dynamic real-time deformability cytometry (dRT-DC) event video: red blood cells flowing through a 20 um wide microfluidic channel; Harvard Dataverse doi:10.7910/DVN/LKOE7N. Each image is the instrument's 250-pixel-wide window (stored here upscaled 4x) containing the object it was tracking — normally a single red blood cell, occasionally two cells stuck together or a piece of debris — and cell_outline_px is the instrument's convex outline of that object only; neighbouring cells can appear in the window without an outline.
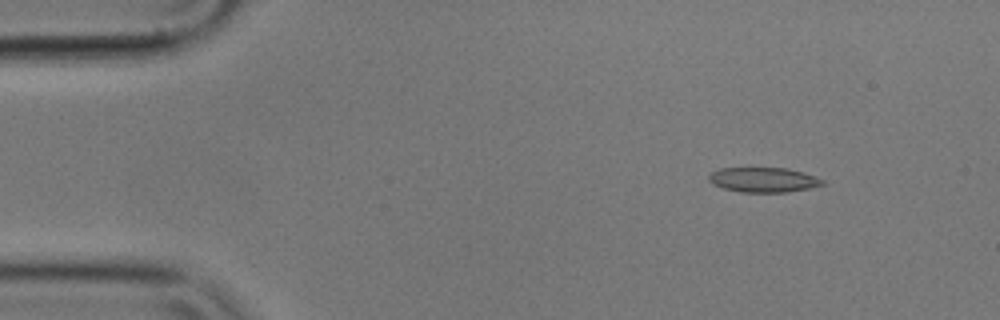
{"species": "common noctule bat (a hibernating species)", "species_latin": "Nyctalus noctula", "temperature_condition": "cold", "stored_images_in_passage": 8, "camera_frame_rate_fps": 3000, "um_per_image_px": 0.085, "animal": {"sex": "male", "body_mass_g": 17.9}, "frame": {"image": 1, "passage_image": 2, "time_ms": 0.333, "image_size_px": [1000, 320], "cell_outline_px": [[824, 184], [808, 188], [788, 192], [740, 192], [724, 188], [712, 184], [708, 180], [708, 176], [712, 172], [720, 168], [788, 168], [804, 172], [824, 180]], "centroid_in_image_um": [64.88, 15.28], "position_along_channel_um": 20.1, "area_um2": 16.42}}
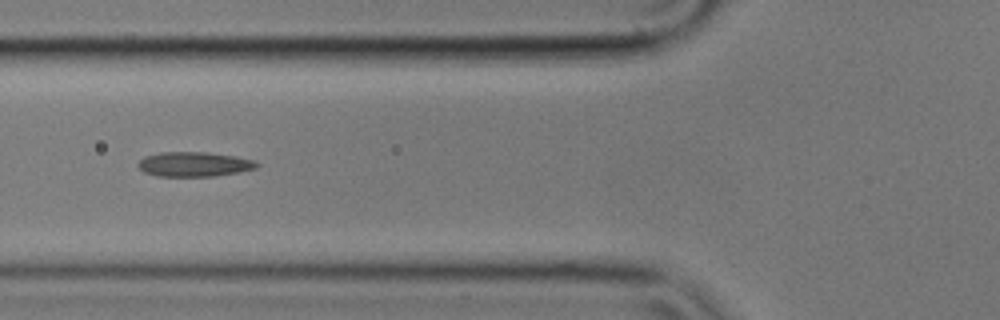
{"frame": {"image": 2, "passage_image": 6, "time_ms": 1.667, "image_size_px": [1000, 320], "cell_outline_px": [[260, 164], [256, 168], [236, 172], [212, 176], [156, 176], [144, 172], [136, 164], [144, 156], [160, 152], [208, 152], [236, 156], [256, 160]], "centroid_in_image_um": [16.49, 13.95], "position_along_channel_um": 109.3, "area_um2": 17.11}}
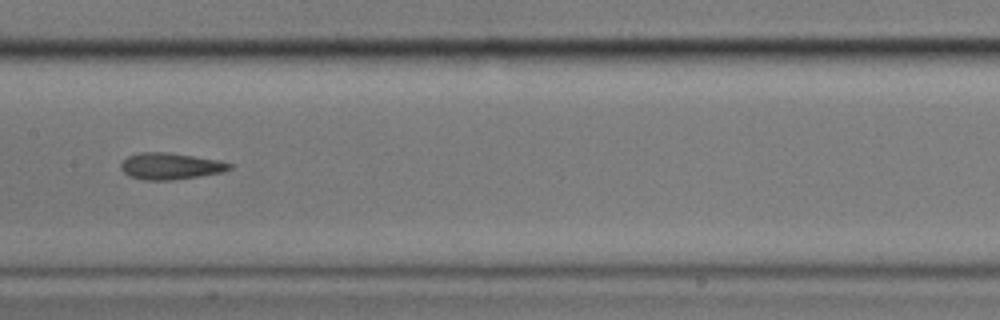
{"frame": {"image": 3, "passage_image": 8, "time_ms": 2.333, "image_size_px": [1000, 320], "cell_outline_px": [[232, 168], [224, 172], [172, 180], [144, 180], [128, 176], [120, 168], [120, 164], [128, 156], [140, 152], [164, 152], [192, 156], [216, 160], [232, 164]], "centroid_in_image_um": [14.45, 14.13], "position_along_channel_um": 192.9, "area_um2": 16.65}}